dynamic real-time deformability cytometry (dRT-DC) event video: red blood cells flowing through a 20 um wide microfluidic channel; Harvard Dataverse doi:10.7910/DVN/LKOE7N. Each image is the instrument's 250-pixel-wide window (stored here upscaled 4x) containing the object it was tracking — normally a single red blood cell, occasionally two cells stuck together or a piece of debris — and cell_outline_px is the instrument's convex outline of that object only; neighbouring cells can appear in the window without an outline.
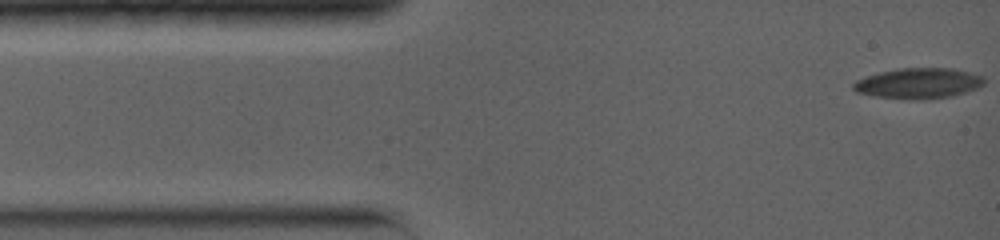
{"species": "common noctule bat (a hibernating species)", "species_latin": "Nyctalus noctula", "temperature_condition": "warm", "stored_images_in_passage": 13, "camera_frame_rate_fps": 5000, "um_per_image_px": 0.085, "animal": {"sex": "female", "body_mass_g": 19.0, "forearm_length_mm": 56.7}, "frame": {"image": 1, "passage_image": 1, "time_ms": 0.0, "image_size_px": [1000, 240], "cell_outline_px": [[984, 84], [976, 88], [952, 96], [928, 100], [912, 100], [876, 96], [856, 92], [852, 88], [852, 84], [856, 80], [864, 76], [880, 72], [900, 68], [952, 68], [984, 76]], "centroid_in_image_um": [78.05, 7.09], "position_along_channel_um": 7.0, "area_um2": 23.41}}
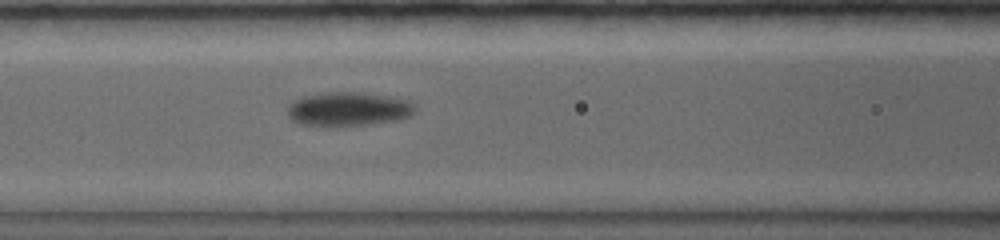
{"frame": {"image": 2, "passage_image": 9, "time_ms": 5.4, "image_size_px": [1000, 240], "cell_outline_px": [[416, 112], [412, 116], [396, 120], [364, 124], [328, 128], [296, 124], [288, 116], [288, 104], [292, 100], [304, 96], [328, 92], [356, 92], [388, 96], [408, 100], [416, 108]], "centroid_in_image_um": [29.55, 9.29], "position_along_channel_um": 137.1, "area_um2": 25.72}}
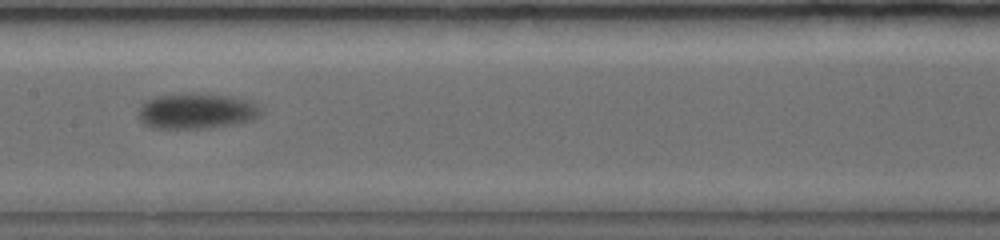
{"frame": {"image": 3, "passage_image": 12, "time_ms": 6.8, "image_size_px": [1000, 240], "cell_outline_px": [[260, 116], [252, 120], [232, 124], [208, 128], [156, 128], [144, 124], [136, 116], [140, 108], [148, 100], [160, 96], [180, 92], [188, 92], [228, 96], [252, 100], [260, 108]], "centroid_in_image_um": [16.71, 9.43], "position_along_channel_um": 190.7, "area_um2": 25.43}}